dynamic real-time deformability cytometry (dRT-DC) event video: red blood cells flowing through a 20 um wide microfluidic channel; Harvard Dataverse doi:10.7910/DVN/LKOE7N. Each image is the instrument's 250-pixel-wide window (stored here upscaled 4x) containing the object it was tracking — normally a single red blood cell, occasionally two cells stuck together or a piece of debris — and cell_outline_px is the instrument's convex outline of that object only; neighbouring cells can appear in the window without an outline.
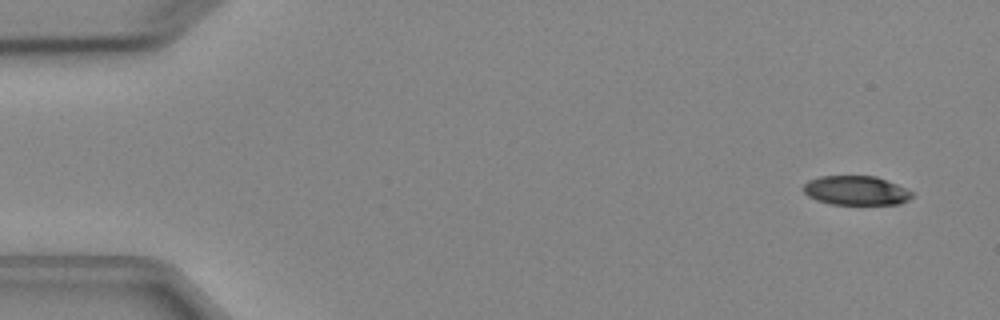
{"species": "Egyptian fruit bat (a non-hibernating species)", "species_latin": "Rousettus aegyptiacus", "temperature_condition": "cold", "stored_images_in_passage": 5, "camera_frame_rate_fps": 3000, "um_per_image_px": 0.085, "animal": {"sex": "female"}, "frame": {"image": 1, "passage_image": 1, "time_ms": 0.0, "image_size_px": [1000, 320], "cell_outline_px": [[912, 196], [908, 200], [900, 204], [832, 204], [816, 200], [808, 196], [800, 188], [808, 180], [820, 176], [876, 176], [896, 184], [912, 192]], "centroid_in_image_um": [72.71, 16.19], "position_along_channel_um": 12.3, "area_um2": 18.5}}
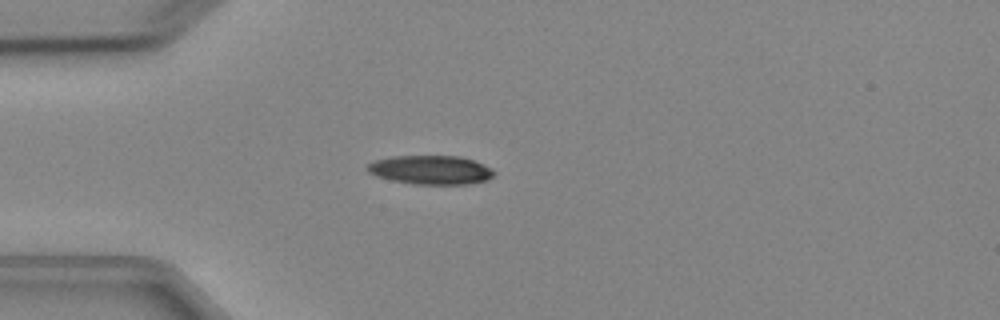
{"frame": {"image": 2, "passage_image": 4, "time_ms": 3.667, "image_size_px": [1000, 320], "cell_outline_px": [[496, 172], [488, 180], [468, 184], [412, 184], [392, 180], [376, 176], [368, 172], [364, 168], [368, 164], [376, 160], [392, 156], [460, 156], [484, 164], [492, 168]], "centroid_in_image_um": [36.61, 14.44], "position_along_channel_um": 48.4, "area_um2": 21.44}}